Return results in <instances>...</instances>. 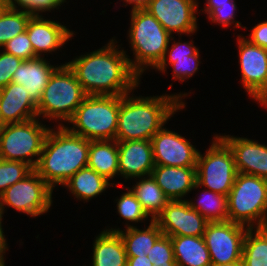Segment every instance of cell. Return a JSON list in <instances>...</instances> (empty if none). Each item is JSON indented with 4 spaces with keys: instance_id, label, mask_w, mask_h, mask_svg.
<instances>
[{
    "instance_id": "obj_1",
    "label": "cell",
    "mask_w": 267,
    "mask_h": 266,
    "mask_svg": "<svg viewBox=\"0 0 267 266\" xmlns=\"http://www.w3.org/2000/svg\"><path fill=\"white\" fill-rule=\"evenodd\" d=\"M115 38L97 50L65 61L87 95L123 96L142 83L130 67L128 52Z\"/></svg>"
},
{
    "instance_id": "obj_2",
    "label": "cell",
    "mask_w": 267,
    "mask_h": 266,
    "mask_svg": "<svg viewBox=\"0 0 267 266\" xmlns=\"http://www.w3.org/2000/svg\"><path fill=\"white\" fill-rule=\"evenodd\" d=\"M139 87L140 84L131 92L120 96L116 141H151L171 117L186 108L185 98L191 94L180 91L179 94L135 96L133 93Z\"/></svg>"
},
{
    "instance_id": "obj_3",
    "label": "cell",
    "mask_w": 267,
    "mask_h": 266,
    "mask_svg": "<svg viewBox=\"0 0 267 266\" xmlns=\"http://www.w3.org/2000/svg\"><path fill=\"white\" fill-rule=\"evenodd\" d=\"M89 147L90 140L72 133L66 126H51L34 170L53 190L57 186V190L58 185L63 186L87 167Z\"/></svg>"
},
{
    "instance_id": "obj_4",
    "label": "cell",
    "mask_w": 267,
    "mask_h": 266,
    "mask_svg": "<svg viewBox=\"0 0 267 266\" xmlns=\"http://www.w3.org/2000/svg\"><path fill=\"white\" fill-rule=\"evenodd\" d=\"M130 12L127 39L133 59L127 56L131 69L142 78L147 70H154L160 64L172 35L144 8Z\"/></svg>"
},
{
    "instance_id": "obj_5",
    "label": "cell",
    "mask_w": 267,
    "mask_h": 266,
    "mask_svg": "<svg viewBox=\"0 0 267 266\" xmlns=\"http://www.w3.org/2000/svg\"><path fill=\"white\" fill-rule=\"evenodd\" d=\"M86 96L73 70L67 63H60L37 104V116L65 126Z\"/></svg>"
},
{
    "instance_id": "obj_6",
    "label": "cell",
    "mask_w": 267,
    "mask_h": 266,
    "mask_svg": "<svg viewBox=\"0 0 267 266\" xmlns=\"http://www.w3.org/2000/svg\"><path fill=\"white\" fill-rule=\"evenodd\" d=\"M119 110L120 96L87 95L65 126L90 141L115 140Z\"/></svg>"
},
{
    "instance_id": "obj_7",
    "label": "cell",
    "mask_w": 267,
    "mask_h": 266,
    "mask_svg": "<svg viewBox=\"0 0 267 266\" xmlns=\"http://www.w3.org/2000/svg\"><path fill=\"white\" fill-rule=\"evenodd\" d=\"M228 220L248 228L267 227V180L237 173L228 194Z\"/></svg>"
},
{
    "instance_id": "obj_8",
    "label": "cell",
    "mask_w": 267,
    "mask_h": 266,
    "mask_svg": "<svg viewBox=\"0 0 267 266\" xmlns=\"http://www.w3.org/2000/svg\"><path fill=\"white\" fill-rule=\"evenodd\" d=\"M36 117L14 124H6L0 130V159L21 161L36 168L46 136L51 129Z\"/></svg>"
},
{
    "instance_id": "obj_9",
    "label": "cell",
    "mask_w": 267,
    "mask_h": 266,
    "mask_svg": "<svg viewBox=\"0 0 267 266\" xmlns=\"http://www.w3.org/2000/svg\"><path fill=\"white\" fill-rule=\"evenodd\" d=\"M213 135L205 153L199 151L193 190L203 187L228 196L238 173L235 159L229 146L217 134Z\"/></svg>"
},
{
    "instance_id": "obj_10",
    "label": "cell",
    "mask_w": 267,
    "mask_h": 266,
    "mask_svg": "<svg viewBox=\"0 0 267 266\" xmlns=\"http://www.w3.org/2000/svg\"><path fill=\"white\" fill-rule=\"evenodd\" d=\"M54 190L33 170L21 181L8 187L0 194V214L4 216L7 207L24 213L31 218L48 212L53 204ZM7 206V207H6ZM6 208V209H5Z\"/></svg>"
},
{
    "instance_id": "obj_11",
    "label": "cell",
    "mask_w": 267,
    "mask_h": 266,
    "mask_svg": "<svg viewBox=\"0 0 267 266\" xmlns=\"http://www.w3.org/2000/svg\"><path fill=\"white\" fill-rule=\"evenodd\" d=\"M199 0H149L144 8L171 35L191 37L199 30ZM198 13V15H196ZM190 35V36H189Z\"/></svg>"
},
{
    "instance_id": "obj_12",
    "label": "cell",
    "mask_w": 267,
    "mask_h": 266,
    "mask_svg": "<svg viewBox=\"0 0 267 266\" xmlns=\"http://www.w3.org/2000/svg\"><path fill=\"white\" fill-rule=\"evenodd\" d=\"M248 227L227 221L209 222L204 232L212 264L242 261L243 240Z\"/></svg>"
},
{
    "instance_id": "obj_13",
    "label": "cell",
    "mask_w": 267,
    "mask_h": 266,
    "mask_svg": "<svg viewBox=\"0 0 267 266\" xmlns=\"http://www.w3.org/2000/svg\"><path fill=\"white\" fill-rule=\"evenodd\" d=\"M166 127L151 138L155 165L196 167L198 148L186 136Z\"/></svg>"
},
{
    "instance_id": "obj_14",
    "label": "cell",
    "mask_w": 267,
    "mask_h": 266,
    "mask_svg": "<svg viewBox=\"0 0 267 266\" xmlns=\"http://www.w3.org/2000/svg\"><path fill=\"white\" fill-rule=\"evenodd\" d=\"M241 85L252 100L267 87V50L237 34Z\"/></svg>"
},
{
    "instance_id": "obj_15",
    "label": "cell",
    "mask_w": 267,
    "mask_h": 266,
    "mask_svg": "<svg viewBox=\"0 0 267 266\" xmlns=\"http://www.w3.org/2000/svg\"><path fill=\"white\" fill-rule=\"evenodd\" d=\"M65 25L44 15H32L30 17L26 31L38 58H45L46 55L48 57L54 52L56 55L59 50L61 52L63 46L65 47V44L76 35L77 32Z\"/></svg>"
},
{
    "instance_id": "obj_16",
    "label": "cell",
    "mask_w": 267,
    "mask_h": 266,
    "mask_svg": "<svg viewBox=\"0 0 267 266\" xmlns=\"http://www.w3.org/2000/svg\"><path fill=\"white\" fill-rule=\"evenodd\" d=\"M168 236H203L209 223L187 200H170L154 220Z\"/></svg>"
},
{
    "instance_id": "obj_17",
    "label": "cell",
    "mask_w": 267,
    "mask_h": 266,
    "mask_svg": "<svg viewBox=\"0 0 267 266\" xmlns=\"http://www.w3.org/2000/svg\"><path fill=\"white\" fill-rule=\"evenodd\" d=\"M231 149L238 173L267 180V144L249 137L217 134Z\"/></svg>"
},
{
    "instance_id": "obj_18",
    "label": "cell",
    "mask_w": 267,
    "mask_h": 266,
    "mask_svg": "<svg viewBox=\"0 0 267 266\" xmlns=\"http://www.w3.org/2000/svg\"><path fill=\"white\" fill-rule=\"evenodd\" d=\"M119 178L124 182L151 175L155 162L149 140L117 141Z\"/></svg>"
},
{
    "instance_id": "obj_19",
    "label": "cell",
    "mask_w": 267,
    "mask_h": 266,
    "mask_svg": "<svg viewBox=\"0 0 267 266\" xmlns=\"http://www.w3.org/2000/svg\"><path fill=\"white\" fill-rule=\"evenodd\" d=\"M0 111L3 124L22 123L37 116V104L21 84L10 82L0 89Z\"/></svg>"
},
{
    "instance_id": "obj_20",
    "label": "cell",
    "mask_w": 267,
    "mask_h": 266,
    "mask_svg": "<svg viewBox=\"0 0 267 266\" xmlns=\"http://www.w3.org/2000/svg\"><path fill=\"white\" fill-rule=\"evenodd\" d=\"M48 58L23 60L12 77V83L21 84L30 94L31 99L38 104L41 95L53 72L60 66L50 63Z\"/></svg>"
},
{
    "instance_id": "obj_21",
    "label": "cell",
    "mask_w": 267,
    "mask_h": 266,
    "mask_svg": "<svg viewBox=\"0 0 267 266\" xmlns=\"http://www.w3.org/2000/svg\"><path fill=\"white\" fill-rule=\"evenodd\" d=\"M151 175L169 200H187L196 184V167L155 165Z\"/></svg>"
},
{
    "instance_id": "obj_22",
    "label": "cell",
    "mask_w": 267,
    "mask_h": 266,
    "mask_svg": "<svg viewBox=\"0 0 267 266\" xmlns=\"http://www.w3.org/2000/svg\"><path fill=\"white\" fill-rule=\"evenodd\" d=\"M116 183L118 184L110 182L107 178L87 166L74 174L62 187L71 192L69 194H72L74 199L83 200V203H87L105 193L107 188L110 189L113 186L122 188V183Z\"/></svg>"
},
{
    "instance_id": "obj_23",
    "label": "cell",
    "mask_w": 267,
    "mask_h": 266,
    "mask_svg": "<svg viewBox=\"0 0 267 266\" xmlns=\"http://www.w3.org/2000/svg\"><path fill=\"white\" fill-rule=\"evenodd\" d=\"M94 238L91 266H127L125 246L117 232L103 228Z\"/></svg>"
},
{
    "instance_id": "obj_24",
    "label": "cell",
    "mask_w": 267,
    "mask_h": 266,
    "mask_svg": "<svg viewBox=\"0 0 267 266\" xmlns=\"http://www.w3.org/2000/svg\"><path fill=\"white\" fill-rule=\"evenodd\" d=\"M140 229V226L123 229L105 227L104 230L117 232L125 246L127 257H138L143 254L147 255L155 241L163 234L158 224L151 221L149 226ZM108 228V229H107Z\"/></svg>"
},
{
    "instance_id": "obj_25",
    "label": "cell",
    "mask_w": 267,
    "mask_h": 266,
    "mask_svg": "<svg viewBox=\"0 0 267 266\" xmlns=\"http://www.w3.org/2000/svg\"><path fill=\"white\" fill-rule=\"evenodd\" d=\"M176 266H211L203 236H171Z\"/></svg>"
},
{
    "instance_id": "obj_26",
    "label": "cell",
    "mask_w": 267,
    "mask_h": 266,
    "mask_svg": "<svg viewBox=\"0 0 267 266\" xmlns=\"http://www.w3.org/2000/svg\"><path fill=\"white\" fill-rule=\"evenodd\" d=\"M87 166L107 178L112 183L115 177L119 179L117 141H90Z\"/></svg>"
},
{
    "instance_id": "obj_27",
    "label": "cell",
    "mask_w": 267,
    "mask_h": 266,
    "mask_svg": "<svg viewBox=\"0 0 267 266\" xmlns=\"http://www.w3.org/2000/svg\"><path fill=\"white\" fill-rule=\"evenodd\" d=\"M130 190L141 203L146 214L150 217L149 222L154 221L170 201L164 191L157 185L152 175L133 179ZM138 180V181H137Z\"/></svg>"
},
{
    "instance_id": "obj_28",
    "label": "cell",
    "mask_w": 267,
    "mask_h": 266,
    "mask_svg": "<svg viewBox=\"0 0 267 266\" xmlns=\"http://www.w3.org/2000/svg\"><path fill=\"white\" fill-rule=\"evenodd\" d=\"M202 190L200 196H197L198 199H187L190 207L209 222L227 221L228 197L204 188Z\"/></svg>"
},
{
    "instance_id": "obj_29",
    "label": "cell",
    "mask_w": 267,
    "mask_h": 266,
    "mask_svg": "<svg viewBox=\"0 0 267 266\" xmlns=\"http://www.w3.org/2000/svg\"><path fill=\"white\" fill-rule=\"evenodd\" d=\"M243 266H267V227L248 228L242 249Z\"/></svg>"
},
{
    "instance_id": "obj_30",
    "label": "cell",
    "mask_w": 267,
    "mask_h": 266,
    "mask_svg": "<svg viewBox=\"0 0 267 266\" xmlns=\"http://www.w3.org/2000/svg\"><path fill=\"white\" fill-rule=\"evenodd\" d=\"M31 16V13L10 4L0 13V49L9 40L26 31Z\"/></svg>"
},
{
    "instance_id": "obj_31",
    "label": "cell",
    "mask_w": 267,
    "mask_h": 266,
    "mask_svg": "<svg viewBox=\"0 0 267 266\" xmlns=\"http://www.w3.org/2000/svg\"><path fill=\"white\" fill-rule=\"evenodd\" d=\"M200 51L194 55L182 57H163L160 64L155 68L156 72L167 73V68L172 67V78L183 83L191 79L199 71L201 64Z\"/></svg>"
},
{
    "instance_id": "obj_32",
    "label": "cell",
    "mask_w": 267,
    "mask_h": 266,
    "mask_svg": "<svg viewBox=\"0 0 267 266\" xmlns=\"http://www.w3.org/2000/svg\"><path fill=\"white\" fill-rule=\"evenodd\" d=\"M123 188L127 191L122 192L119 195L120 197H116L114 200L116 202V212L120 216V219L122 218L126 221V223H123L125 229L135 227L134 225L137 227L138 223H145L150 217L146 214L141 203L137 200L130 188L128 186Z\"/></svg>"
},
{
    "instance_id": "obj_33",
    "label": "cell",
    "mask_w": 267,
    "mask_h": 266,
    "mask_svg": "<svg viewBox=\"0 0 267 266\" xmlns=\"http://www.w3.org/2000/svg\"><path fill=\"white\" fill-rule=\"evenodd\" d=\"M204 7L199 11H201L202 14L205 13L209 22L211 21L214 25H219L224 29L233 26L234 31L237 30L235 28L240 27L244 30L248 29V27L243 26L239 20L235 19L238 9L235 0L230 1L229 4L204 5Z\"/></svg>"
},
{
    "instance_id": "obj_34",
    "label": "cell",
    "mask_w": 267,
    "mask_h": 266,
    "mask_svg": "<svg viewBox=\"0 0 267 266\" xmlns=\"http://www.w3.org/2000/svg\"><path fill=\"white\" fill-rule=\"evenodd\" d=\"M34 169L25 162L0 159V194Z\"/></svg>"
},
{
    "instance_id": "obj_35",
    "label": "cell",
    "mask_w": 267,
    "mask_h": 266,
    "mask_svg": "<svg viewBox=\"0 0 267 266\" xmlns=\"http://www.w3.org/2000/svg\"><path fill=\"white\" fill-rule=\"evenodd\" d=\"M154 266H176L171 238L162 234L147 253Z\"/></svg>"
},
{
    "instance_id": "obj_36",
    "label": "cell",
    "mask_w": 267,
    "mask_h": 266,
    "mask_svg": "<svg viewBox=\"0 0 267 266\" xmlns=\"http://www.w3.org/2000/svg\"><path fill=\"white\" fill-rule=\"evenodd\" d=\"M67 0H9V4L14 8L24 9L32 15H45L47 12H55ZM44 13V14H43Z\"/></svg>"
},
{
    "instance_id": "obj_37",
    "label": "cell",
    "mask_w": 267,
    "mask_h": 266,
    "mask_svg": "<svg viewBox=\"0 0 267 266\" xmlns=\"http://www.w3.org/2000/svg\"><path fill=\"white\" fill-rule=\"evenodd\" d=\"M7 53L13 54L22 60H32L38 58L33 50L32 43L27 31L18 34L9 40L2 48Z\"/></svg>"
},
{
    "instance_id": "obj_38",
    "label": "cell",
    "mask_w": 267,
    "mask_h": 266,
    "mask_svg": "<svg viewBox=\"0 0 267 266\" xmlns=\"http://www.w3.org/2000/svg\"><path fill=\"white\" fill-rule=\"evenodd\" d=\"M22 59L0 49V89L12 82V77Z\"/></svg>"
},
{
    "instance_id": "obj_39",
    "label": "cell",
    "mask_w": 267,
    "mask_h": 266,
    "mask_svg": "<svg viewBox=\"0 0 267 266\" xmlns=\"http://www.w3.org/2000/svg\"><path fill=\"white\" fill-rule=\"evenodd\" d=\"M182 36L179 35L178 42L175 41L174 35H172L169 45L166 49L164 57H182L196 54L199 50L194 44L193 39L191 41H183ZM180 39V40H179ZM173 40V41H172ZM172 44V45H171ZM171 47V48H170Z\"/></svg>"
},
{
    "instance_id": "obj_40",
    "label": "cell",
    "mask_w": 267,
    "mask_h": 266,
    "mask_svg": "<svg viewBox=\"0 0 267 266\" xmlns=\"http://www.w3.org/2000/svg\"><path fill=\"white\" fill-rule=\"evenodd\" d=\"M254 27H251L250 34L244 35L252 44L260 46L267 50V20L261 21L257 24H254Z\"/></svg>"
},
{
    "instance_id": "obj_41",
    "label": "cell",
    "mask_w": 267,
    "mask_h": 266,
    "mask_svg": "<svg viewBox=\"0 0 267 266\" xmlns=\"http://www.w3.org/2000/svg\"><path fill=\"white\" fill-rule=\"evenodd\" d=\"M3 221L4 217L0 214V261L6 260V252L9 250L7 239L5 237L6 235L4 234V227L2 225Z\"/></svg>"
},
{
    "instance_id": "obj_42",
    "label": "cell",
    "mask_w": 267,
    "mask_h": 266,
    "mask_svg": "<svg viewBox=\"0 0 267 266\" xmlns=\"http://www.w3.org/2000/svg\"><path fill=\"white\" fill-rule=\"evenodd\" d=\"M127 266H154L148 256L143 254L138 257H127Z\"/></svg>"
},
{
    "instance_id": "obj_43",
    "label": "cell",
    "mask_w": 267,
    "mask_h": 266,
    "mask_svg": "<svg viewBox=\"0 0 267 266\" xmlns=\"http://www.w3.org/2000/svg\"><path fill=\"white\" fill-rule=\"evenodd\" d=\"M123 1L122 6H130L131 5V10L133 9H143L147 6L149 0H120Z\"/></svg>"
},
{
    "instance_id": "obj_44",
    "label": "cell",
    "mask_w": 267,
    "mask_h": 266,
    "mask_svg": "<svg viewBox=\"0 0 267 266\" xmlns=\"http://www.w3.org/2000/svg\"><path fill=\"white\" fill-rule=\"evenodd\" d=\"M261 105L263 108H267V87L260 93V95L254 100Z\"/></svg>"
},
{
    "instance_id": "obj_45",
    "label": "cell",
    "mask_w": 267,
    "mask_h": 266,
    "mask_svg": "<svg viewBox=\"0 0 267 266\" xmlns=\"http://www.w3.org/2000/svg\"><path fill=\"white\" fill-rule=\"evenodd\" d=\"M205 5H223V4H229L232 0H204Z\"/></svg>"
},
{
    "instance_id": "obj_46",
    "label": "cell",
    "mask_w": 267,
    "mask_h": 266,
    "mask_svg": "<svg viewBox=\"0 0 267 266\" xmlns=\"http://www.w3.org/2000/svg\"><path fill=\"white\" fill-rule=\"evenodd\" d=\"M211 266H243V262H233V263H224V264H212Z\"/></svg>"
},
{
    "instance_id": "obj_47",
    "label": "cell",
    "mask_w": 267,
    "mask_h": 266,
    "mask_svg": "<svg viewBox=\"0 0 267 266\" xmlns=\"http://www.w3.org/2000/svg\"><path fill=\"white\" fill-rule=\"evenodd\" d=\"M9 5V0H0V13Z\"/></svg>"
},
{
    "instance_id": "obj_48",
    "label": "cell",
    "mask_w": 267,
    "mask_h": 266,
    "mask_svg": "<svg viewBox=\"0 0 267 266\" xmlns=\"http://www.w3.org/2000/svg\"><path fill=\"white\" fill-rule=\"evenodd\" d=\"M3 126H4V124H3V121H2L1 111H0V130L2 129Z\"/></svg>"
},
{
    "instance_id": "obj_49",
    "label": "cell",
    "mask_w": 267,
    "mask_h": 266,
    "mask_svg": "<svg viewBox=\"0 0 267 266\" xmlns=\"http://www.w3.org/2000/svg\"><path fill=\"white\" fill-rule=\"evenodd\" d=\"M5 264H6V263H5V260L0 261V266H6Z\"/></svg>"
}]
</instances>
